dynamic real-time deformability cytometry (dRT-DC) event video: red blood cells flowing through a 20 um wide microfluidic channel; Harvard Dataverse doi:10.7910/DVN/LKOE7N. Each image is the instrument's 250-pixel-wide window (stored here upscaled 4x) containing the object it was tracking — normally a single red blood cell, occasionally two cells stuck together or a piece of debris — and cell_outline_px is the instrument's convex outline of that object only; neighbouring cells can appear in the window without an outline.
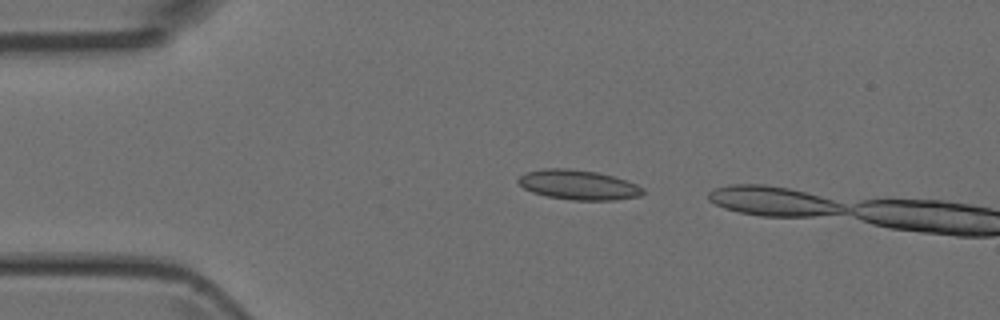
{"species": "Egyptian fruit bat (a non-hibernating species)", "species_latin": "Rousettus aegyptiacus", "temperature_condition": "room temperature", "stored_images_in_passage": 3, "camera_frame_rate_fps": 3000, "um_per_image_px": 0.085, "animal": {"sex": "female"}, "frame": {"image": 1, "passage_image": 2, "time_ms": 1.0, "image_size_px": [1000, 320], "cell_outline_px": [[644, 192], [640, 196], [616, 200], [572, 200], [548, 196], [532, 192], [524, 188], [516, 180], [520, 176], [528, 172], [544, 168], [568, 168], [596, 172], [612, 176], [636, 184], [644, 188]], "centroid_in_image_um": [49.16, 15.71], "position_along_channel_um": 35.8, "area_um2": 21.44}}